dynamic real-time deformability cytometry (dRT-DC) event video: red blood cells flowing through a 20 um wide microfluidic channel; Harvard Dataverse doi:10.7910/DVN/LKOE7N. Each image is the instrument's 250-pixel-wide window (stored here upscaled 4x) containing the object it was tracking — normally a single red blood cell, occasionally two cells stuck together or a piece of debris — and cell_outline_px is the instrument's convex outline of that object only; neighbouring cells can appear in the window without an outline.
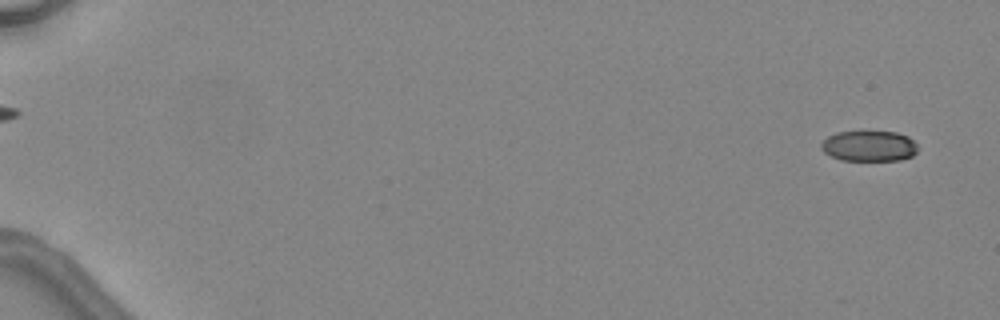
{"species": "common noctule bat (a hibernating species)", "species_latin": "Nyctalus noctula", "temperature_condition": "warm", "stored_images_in_passage": 4, "segment_of_instrument_passage": [2, 2], "camera_frame_rate_fps": 3000, "um_per_image_px": 0.085, "animal": {"sex": "female", "body_mass_g": 24.6, "forearm_length_mm": 56.2}, "frame": {"image": 1, "passage_image": 4, "time_ms": 4.0, "image_size_px": [1000, 320], "cell_outline_px": [[916, 152], [912, 156], [900, 160], [840, 160], [824, 152], [820, 148], [820, 144], [828, 136], [836, 132], [896, 132], [908, 136], [916, 144]], "centroid_in_image_um": [73.85, 12.41], "position_along_channel_um": 11.1, "area_um2": 17.11}}